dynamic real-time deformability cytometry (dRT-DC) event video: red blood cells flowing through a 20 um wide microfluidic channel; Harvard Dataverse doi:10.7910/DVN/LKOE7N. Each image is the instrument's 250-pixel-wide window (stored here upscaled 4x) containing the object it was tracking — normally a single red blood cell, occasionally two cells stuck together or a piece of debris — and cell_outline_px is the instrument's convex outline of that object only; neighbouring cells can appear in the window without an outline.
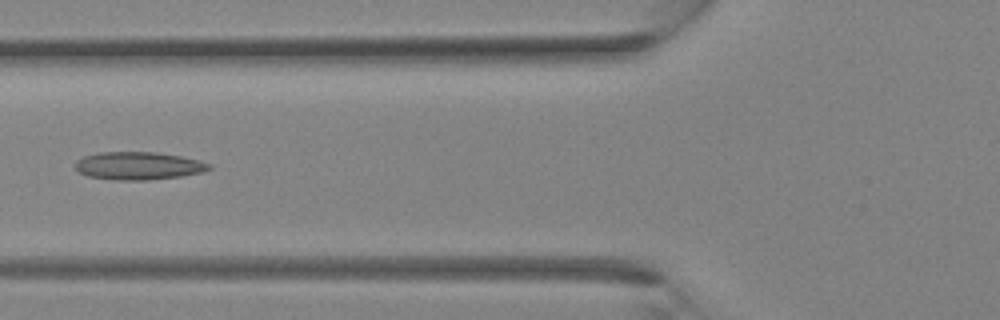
{"species": "Egyptian fruit bat (a non-hibernating species)", "species_latin": "Rousettus aegyptiacus", "temperature_condition": "room temperature", "stored_images_in_passage": 36, "camera_frame_rate_fps": 3000, "um_per_image_px": 0.085, "animal": {"sex": "female"}, "frame": {"image": 1, "passage_image": 14, "time_ms": 4.333, "image_size_px": [1000, 320], "cell_outline_px": [[212, 168], [204, 172], [180, 176], [148, 180], [116, 180], [88, 176], [80, 172], [76, 168], [76, 160], [84, 156], [100, 152], [156, 152], [180, 156], [200, 160], [212, 164]], "centroid_in_image_um": [11.81, 14.09], "position_along_channel_um": 114.0, "area_um2": 21.73}}
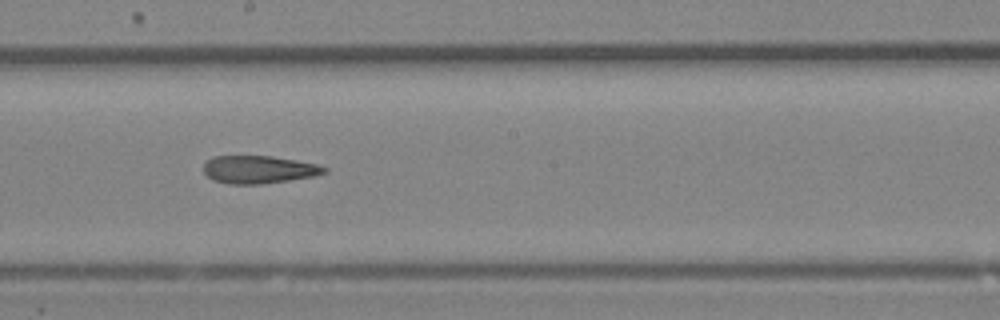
{"frame": {"image": 2, "passage_image": 20, "time_ms": 6.333, "image_size_px": [1000, 320], "cell_outline_px": [[328, 172], [316, 176], [260, 184], [228, 184], [212, 180], [204, 172], [204, 164], [212, 156], [272, 156], [296, 160], [316, 164], [328, 168]], "centroid_in_image_um": [22.0, 14.41], "position_along_channel_um": 226.2, "area_um2": 19.59}}
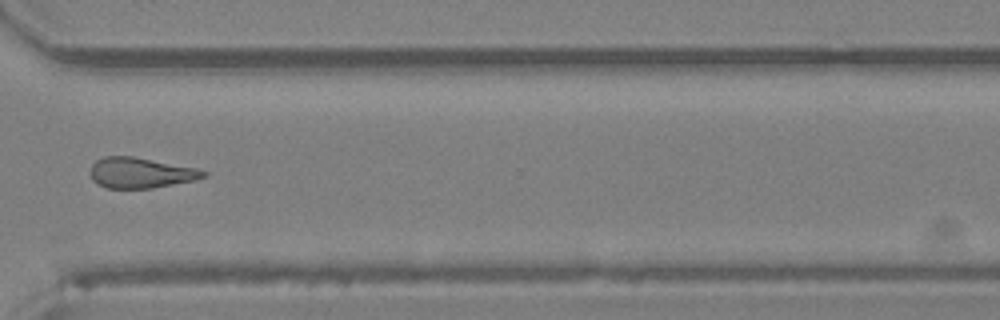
{"frame": {"image": 3, "passage_image": 27, "time_ms": 8.667, "image_size_px": [1000, 320], "cell_outline_px": [[208, 176], [196, 180], [152, 188], [108, 188], [92, 180], [92, 164], [96, 160], [104, 156], [132, 156], [196, 168], [208, 172]], "centroid_in_image_um": [11.99, 14.69], "position_along_channel_um": 358.6, "area_um2": 19.94}}